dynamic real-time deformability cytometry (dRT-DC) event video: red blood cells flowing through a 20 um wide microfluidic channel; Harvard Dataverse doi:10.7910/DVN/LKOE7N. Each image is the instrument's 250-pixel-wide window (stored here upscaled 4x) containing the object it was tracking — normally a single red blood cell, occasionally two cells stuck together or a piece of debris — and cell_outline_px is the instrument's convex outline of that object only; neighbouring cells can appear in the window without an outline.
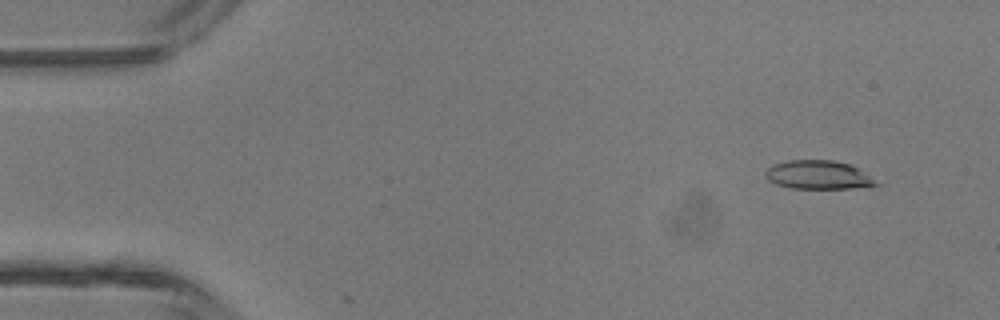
{"species": "common noctule bat (a hibernating species)", "species_latin": "Nyctalus noctula", "temperature_condition": "room temperature", "stored_images_in_passage": 3, "camera_frame_rate_fps": 3000, "um_per_image_px": 0.085, "animal": {"sex": "male", "body_mass_g": 13.3}, "frame": {"image": 1, "passage_image": 2, "time_ms": 1.0, "image_size_px": [1000, 320], "cell_outline_px": [[880, 184], [848, 188], [792, 188], [776, 184], [768, 180], [764, 176], [764, 172], [772, 164], [788, 160], [832, 160], [848, 164], [856, 168]], "centroid_in_image_um": [69.44, 14.85], "position_along_channel_um": 15.6, "area_um2": 18.09}}